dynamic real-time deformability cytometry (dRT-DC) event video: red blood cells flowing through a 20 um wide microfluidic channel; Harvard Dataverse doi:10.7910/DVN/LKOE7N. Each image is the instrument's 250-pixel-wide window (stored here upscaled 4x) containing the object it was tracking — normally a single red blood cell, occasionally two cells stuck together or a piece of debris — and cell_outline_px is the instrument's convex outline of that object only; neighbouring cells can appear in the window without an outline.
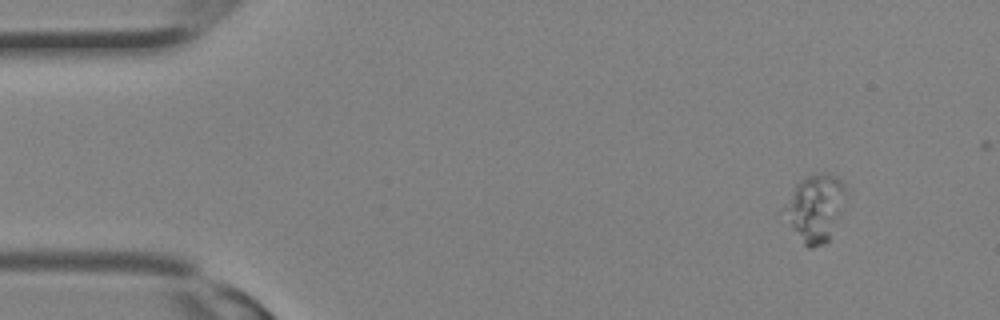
{"species": "Egyptian fruit bat (a non-hibernating species)", "species_latin": "Rousettus aegyptiacus", "temperature_condition": "room temperature", "stored_images_in_passage": 10, "camera_frame_rate_fps": 3000, "um_per_image_px": 0.085, "animal": {"sex": "female"}, "frame": {"image": 1, "passage_image": 3, "time_ms": 0.667, "image_size_px": [1000, 320], "cell_outline_px": [[848, 196], [828, 240], [824, 244], [812, 248], [808, 248], [804, 244], [792, 224], [784, 208], [796, 184], [800, 180], [816, 172], [836, 176], [844, 180], [848, 192]], "centroid_in_image_um": [69.4, 17.61], "position_along_channel_um": 15.6, "area_um2": 23.47}}
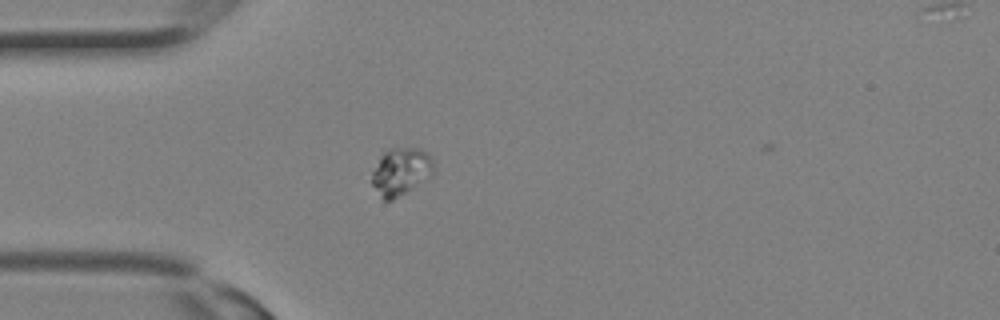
{"frame": {"image": 2, "passage_image": 9, "time_ms": 2.667, "image_size_px": [1000, 320], "cell_outline_px": [[432, 176], [392, 200], [384, 200], [380, 196], [372, 184], [372, 172], [380, 156], [388, 148], [420, 148], [428, 152], [432, 160]], "centroid_in_image_um": [34.06, 14.56], "position_along_channel_um": 50.9, "area_um2": 16.94}}